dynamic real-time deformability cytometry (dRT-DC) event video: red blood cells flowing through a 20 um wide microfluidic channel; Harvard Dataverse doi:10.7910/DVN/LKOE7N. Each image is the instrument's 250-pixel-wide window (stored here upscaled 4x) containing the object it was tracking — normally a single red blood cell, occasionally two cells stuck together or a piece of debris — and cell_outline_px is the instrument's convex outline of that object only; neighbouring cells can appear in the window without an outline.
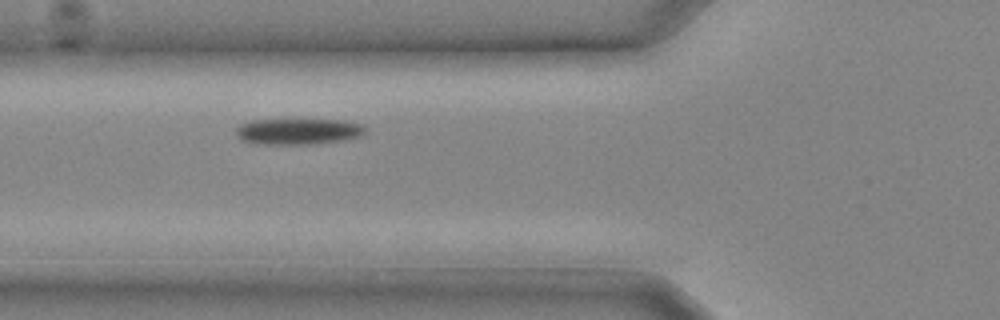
{"species": "common noctule bat (a hibernating species)", "species_latin": "Nyctalus noctula", "temperature_condition": "cold", "stored_images_in_passage": 10, "camera_frame_rate_fps": 3000, "um_per_image_px": 0.085, "animal": {"sex": "male", "body_mass_g": 20.4}, "frame": {"image": 1, "passage_image": 3, "time_ms": 0.667, "image_size_px": [1000, 320], "cell_outline_px": [[364, 132], [360, 136], [340, 140], [312, 144], [260, 144], [240, 140], [236, 132], [236, 128], [240, 124], [252, 120], [344, 120], [360, 124], [364, 128]], "centroid_in_image_um": [25.29, 11.17], "position_along_channel_um": 100.5, "area_um2": 19.36}}
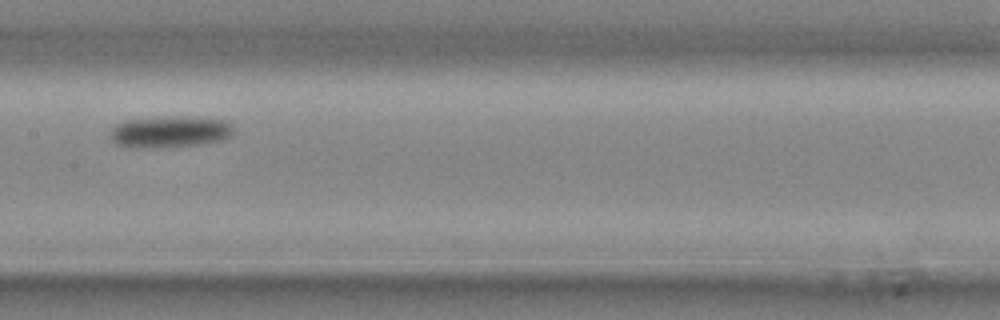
{"frame": {"image": 2, "passage_image": 7, "time_ms": 2.0, "image_size_px": [1000, 320], "cell_outline_px": [[236, 132], [232, 136], [220, 140], [200, 144], [160, 148], [136, 148], [112, 144], [108, 136], [108, 132], [116, 124], [124, 120], [164, 116], [188, 116], [228, 120], [236, 128]], "centroid_in_image_um": [14.42, 11.2], "position_along_channel_um": 193.0, "area_um2": 23.64}}
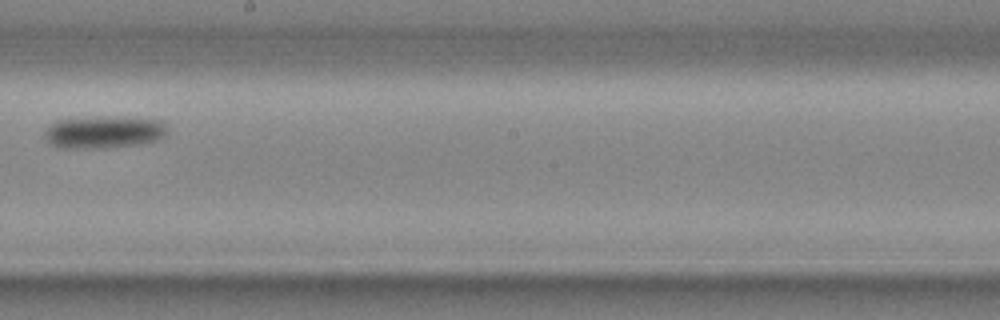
{"frame": {"image": 3, "passage_image": 9, "time_ms": 2.667, "image_size_px": [1000, 320], "cell_outline_px": [[168, 128], [164, 136], [156, 140], [140, 144], [108, 148], [60, 148], [52, 144], [44, 136], [44, 132], [56, 120], [116, 116], [160, 120]], "centroid_in_image_um": [8.85, 11.23], "position_along_channel_um": 239.3, "area_um2": 23.06}}